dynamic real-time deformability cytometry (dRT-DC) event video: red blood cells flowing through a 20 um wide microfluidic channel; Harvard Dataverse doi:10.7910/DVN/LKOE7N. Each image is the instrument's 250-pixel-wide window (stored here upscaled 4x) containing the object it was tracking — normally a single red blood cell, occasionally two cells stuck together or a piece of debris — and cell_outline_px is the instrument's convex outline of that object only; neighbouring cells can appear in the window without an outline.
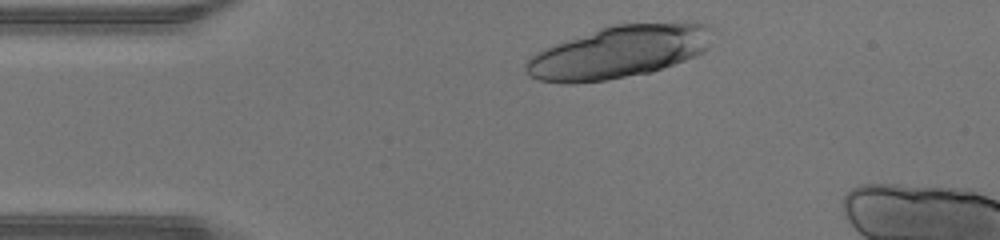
{"species": "human", "species_latin": "Homo sapiens", "temperature_condition": "warm", "stored_images_in_passage": 32, "camera_frame_rate_fps": 3000, "um_per_image_px": 0.085, "donor": {"sex": "male"}, "frame": {"image": 1, "passage_image": 2, "time_ms": 0.333, "image_size_px": [1000, 240], "cell_outline_px": [[716, 28], [708, 48], [704, 52], [696, 56], [652, 72], [608, 80], [572, 84], [564, 84], [540, 80], [528, 76], [524, 68], [524, 64], [536, 52], [552, 44], [608, 24], [684, 20], [696, 20], [712, 24]], "centroid_in_image_um": [52.71, 4.36], "position_along_channel_um": 32.3, "area_um2": 59.07}}